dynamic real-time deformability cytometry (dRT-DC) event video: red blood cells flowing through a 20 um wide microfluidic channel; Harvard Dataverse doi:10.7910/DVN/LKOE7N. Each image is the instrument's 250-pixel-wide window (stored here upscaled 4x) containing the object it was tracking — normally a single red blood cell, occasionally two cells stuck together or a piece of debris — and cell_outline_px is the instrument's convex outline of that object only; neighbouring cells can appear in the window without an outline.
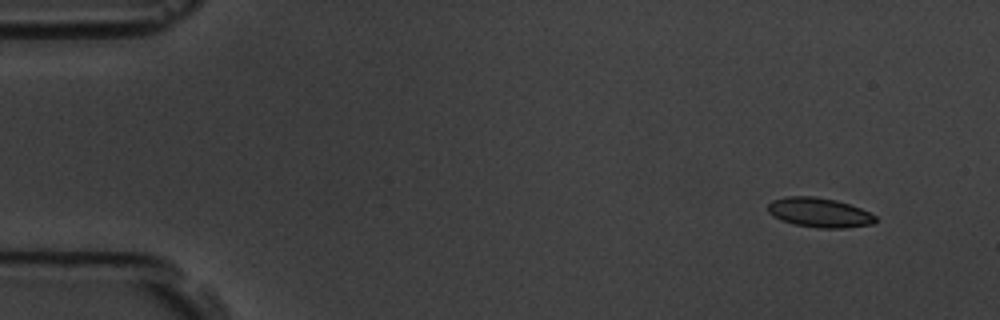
{"species": "common noctule bat (a hibernating species)", "species_latin": "Nyctalus noctula", "temperature_condition": "room temperature", "stored_images_in_passage": 54, "camera_frame_rate_fps": 3000, "um_per_image_px": 0.085, "animal": {"sex": "male", "body_mass_g": 19.5, "forearm_length_mm": 54.6}, "frame": {"image": 1, "passage_image": 1, "time_ms": 0.0, "image_size_px": [1000, 320], "cell_outline_px": [[876, 220], [872, 224], [844, 228], [820, 228], [792, 224], [780, 220], [772, 216], [768, 212], [768, 204], [772, 200], [784, 196], [816, 196], [836, 200], [860, 208], [876, 216]], "centroid_in_image_um": [69.59, 18.06], "position_along_channel_um": 15.4, "area_um2": 18.61}}
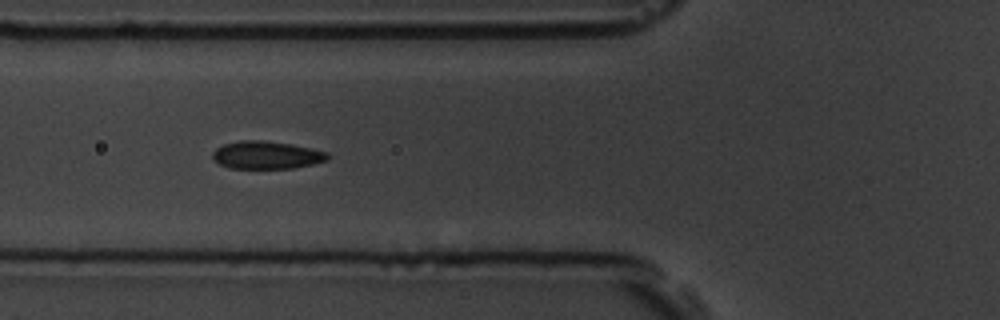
{"frame": {"image": 2, "passage_image": 18, "time_ms": 5.667, "image_size_px": [1000, 320], "cell_outline_px": [[328, 160], [312, 164], [292, 168], [228, 168], [212, 160], [212, 152], [216, 148], [224, 144], [240, 140], [260, 140], [292, 144], [312, 148], [328, 152]], "centroid_in_image_um": [22.63, 13.17], "position_along_channel_um": 103.2, "area_um2": 18.67}}
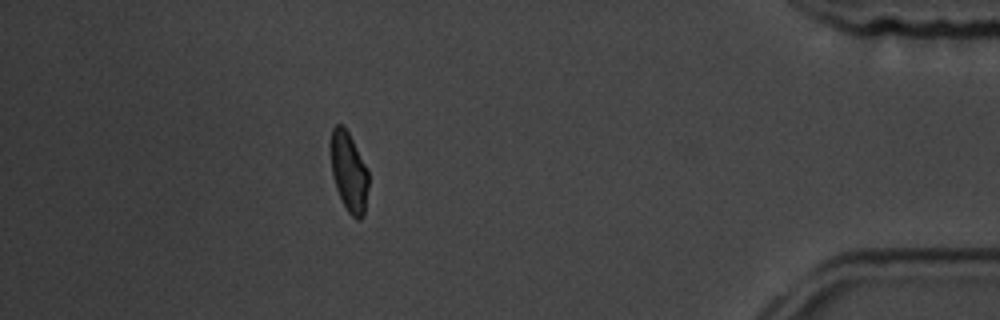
{"frame": {"image": 3, "passage_image": 48, "time_ms": 15.667, "image_size_px": [1000, 320], "cell_outline_px": [[368, 188], [364, 216], [360, 220], [356, 220], [348, 212], [336, 188], [332, 172], [328, 144], [332, 128], [336, 124], [340, 124], [348, 132], [368, 168]], "centroid_in_image_um": [29.64, 14.59], "position_along_channel_um": 405.6, "area_um2": 17.86}, "authors_computed_cell_mechanics": {"area_um2": 18.4382, "velocity_mm_per_s": 3.5101, "shape_relaxation_time_tau1_ms": 3.4907, "shape_relaxation_time_tau2_ms": 1.1485, "deformation_change_tau1": 0.1298, "deformation_change_tau2": 0.0709}}